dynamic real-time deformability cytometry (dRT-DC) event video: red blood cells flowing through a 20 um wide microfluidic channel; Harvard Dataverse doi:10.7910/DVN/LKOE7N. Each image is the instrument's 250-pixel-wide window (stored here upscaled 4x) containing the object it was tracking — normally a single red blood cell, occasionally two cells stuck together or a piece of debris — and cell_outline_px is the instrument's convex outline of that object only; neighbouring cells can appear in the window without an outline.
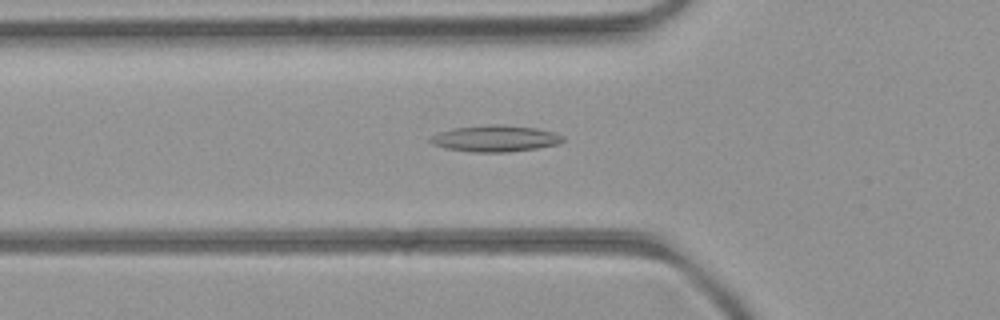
{"species": "common noctule bat (a hibernating species)", "species_latin": "Nyctalus noctula", "temperature_condition": "room temperature", "stored_images_in_passage": 52, "camera_frame_rate_fps": 3000, "um_per_image_px": 0.085, "animal": {"sex": "female", "body_mass_g": 21.9}, "frame": {"image": 1, "passage_image": 18, "time_ms": 5.667, "image_size_px": [1000, 320], "cell_outline_px": [[564, 140], [556, 144], [536, 148], [508, 152], [472, 152], [448, 148], [432, 144], [428, 140], [432, 136], [440, 132], [456, 128], [492, 124], [496, 124], [536, 128], [552, 132], [564, 136]], "centroid_in_image_um": [42.1, 11.77], "position_along_channel_um": 83.7, "area_um2": 20.0}}
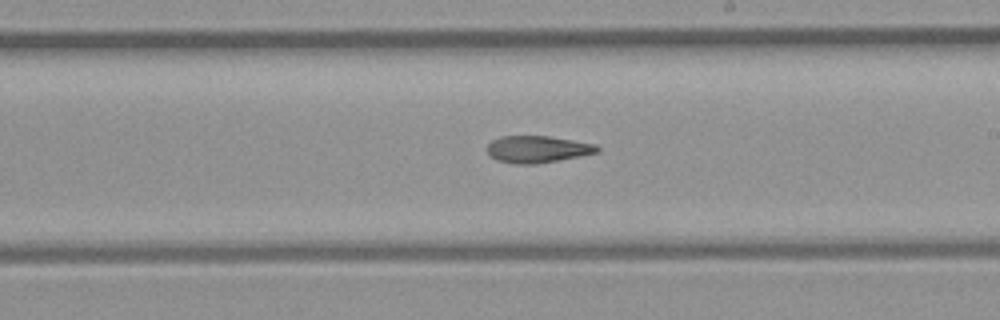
{"frame": {"image": 2, "passage_image": 30, "time_ms": 9.667, "image_size_px": [1000, 320], "cell_outline_px": [[600, 152], [560, 160], [536, 164], [516, 164], [496, 160], [484, 148], [492, 140], [500, 136], [548, 136], [596, 144], [600, 148]], "centroid_in_image_um": [45.68, 12.68], "position_along_channel_um": 243.3, "area_um2": 17.4}}
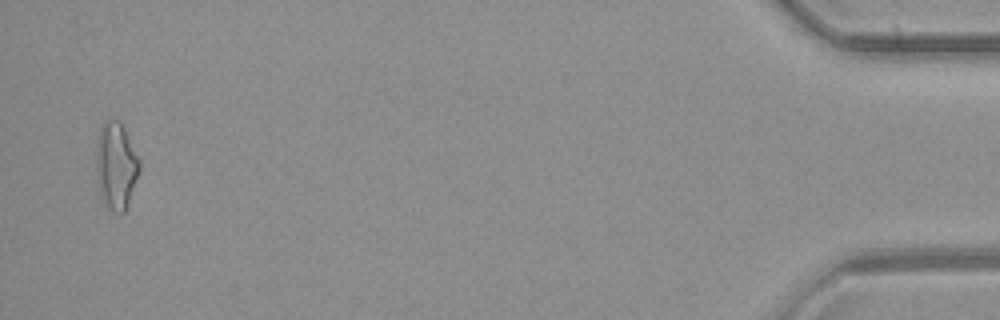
{"frame": {"image": 3, "passage_image": 51, "time_ms": 16.667, "image_size_px": [1000, 320], "cell_outline_px": [[140, 168], [128, 204], [124, 212], [112, 212], [100, 196], [96, 172], [96, 144], [100, 124], [104, 120], [120, 120], [140, 160]], "centroid_in_image_um": [9.84, 14.05], "position_along_channel_um": 425.4, "area_um2": 22.02}, "authors_computed_cell_mechanics": {"area_um2": 18.5249, "velocity_mm_per_s": 3.9665, "shape_relaxation_time_tau1_ms": null, "shape_relaxation_time_tau2_ms": 6.3438, "deformation_change_tau1": null, "deformation_change_tau2": 0.1779}}